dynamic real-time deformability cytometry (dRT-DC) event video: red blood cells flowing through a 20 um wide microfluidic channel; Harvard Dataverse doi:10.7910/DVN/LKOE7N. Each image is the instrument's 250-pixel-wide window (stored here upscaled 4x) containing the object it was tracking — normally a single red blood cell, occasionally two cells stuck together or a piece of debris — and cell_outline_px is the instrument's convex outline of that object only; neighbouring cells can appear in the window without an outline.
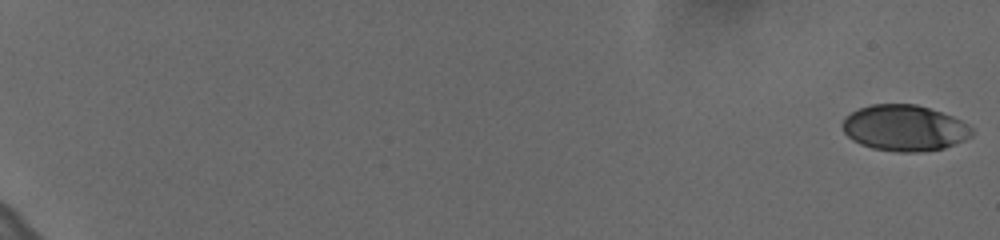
{"species": "human", "species_latin": "Homo sapiens", "temperature_condition": "cold", "stored_images_in_passage": 61, "camera_frame_rate_fps": 3000, "um_per_image_px": 0.085, "donor": {"sex": "female"}, "frame": {"image": 1, "passage_image": 1, "time_ms": 0.0, "image_size_px": [1000, 240], "cell_outline_px": [[972, 136], [964, 140], [944, 148], [920, 152], [896, 152], [872, 148], [860, 144], [852, 140], [844, 132], [840, 124], [844, 116], [860, 108], [872, 104], [916, 104], [952, 116], [968, 124], [972, 128]], "centroid_in_image_um": [76.85, 10.88], "position_along_channel_um": 8.2, "area_um2": 34.8}}
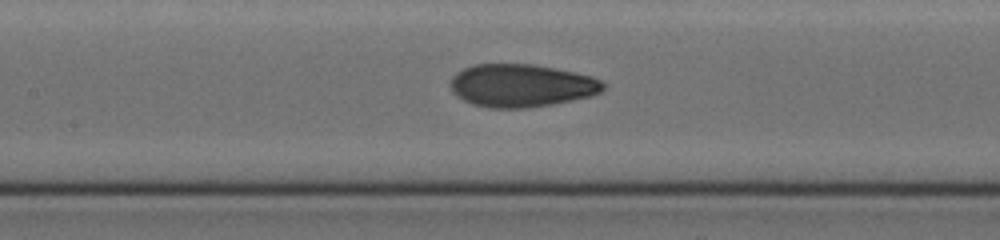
{"frame": {"image": 2, "passage_image": 33, "time_ms": 10.667, "image_size_px": [1000, 240], "cell_outline_px": [[608, 84], [600, 92], [592, 96], [552, 104], [528, 108], [492, 108], [472, 104], [456, 96], [452, 92], [452, 76], [456, 72], [472, 64], [536, 64], [556, 68], [592, 76]], "centroid_in_image_um": [44.34, 7.27], "position_along_channel_um": 163.1, "area_um2": 38.38}}
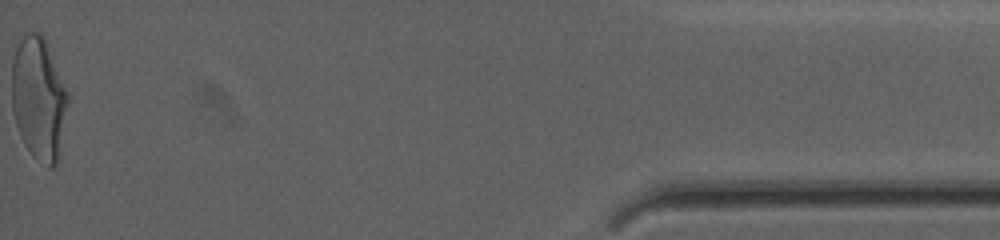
{"frame": {"image": 3, "passage_image": 61, "time_ms": 20.0, "image_size_px": [1000, 240], "cell_outline_px": [[68, 100], [56, 164], [52, 168], [48, 168], [36, 160], [32, 156], [24, 144], [20, 136], [12, 112], [12, 60], [16, 48], [24, 32], [40, 32], [44, 36], [48, 44], [68, 92]], "centroid_in_image_um": [3.26, 8.34], "position_along_channel_um": 431.9, "area_um2": 40.23}, "authors_computed_cell_mechanics": {"area_um2": 37.4544, "velocity_mm_per_s": 3.6414, "shape_relaxation_time_tau1_ms": 4.5834, "shape_relaxation_time_tau2_ms": 1.1604, "deformation_change_tau1": 0.1877, "deformation_change_tau2": 0.07}}